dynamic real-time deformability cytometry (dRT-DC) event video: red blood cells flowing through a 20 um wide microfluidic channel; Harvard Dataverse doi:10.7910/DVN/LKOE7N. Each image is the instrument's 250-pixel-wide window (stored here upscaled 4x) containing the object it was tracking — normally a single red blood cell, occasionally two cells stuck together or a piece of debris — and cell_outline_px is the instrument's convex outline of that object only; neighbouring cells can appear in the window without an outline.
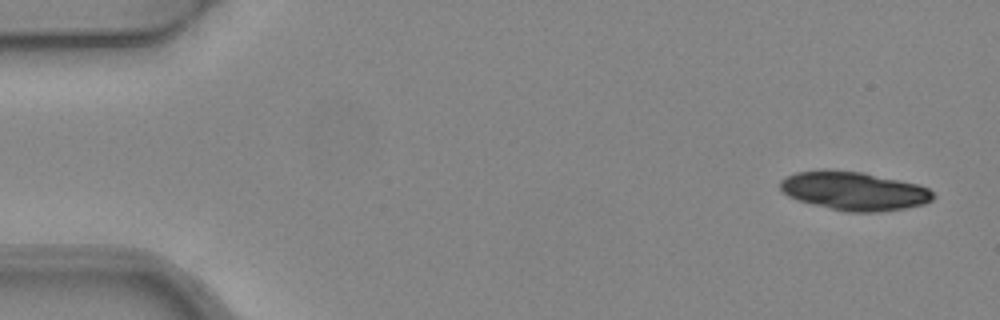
{"species": "common noctule bat (a hibernating species)", "species_latin": "Nyctalus noctula", "temperature_condition": "warm", "stored_images_in_passage": 5, "camera_frame_rate_fps": 3000, "um_per_image_px": 0.085, "animal": {"sex": "female", "body_mass_g": 24.6, "forearm_length_mm": 56.2}, "frame": {"image": 1, "passage_image": 1, "time_ms": 0.0, "image_size_px": [1000, 320], "cell_outline_px": [[936, 196], [932, 200], [924, 204], [904, 208], [876, 212], [848, 212], [796, 200], [788, 196], [780, 188], [780, 180], [784, 176], [796, 172], [820, 168], [828, 168], [860, 172], [920, 184], [928, 188]], "centroid_in_image_um": [72.56, 16.21], "position_along_channel_um": 12.4, "area_um2": 34.74}}